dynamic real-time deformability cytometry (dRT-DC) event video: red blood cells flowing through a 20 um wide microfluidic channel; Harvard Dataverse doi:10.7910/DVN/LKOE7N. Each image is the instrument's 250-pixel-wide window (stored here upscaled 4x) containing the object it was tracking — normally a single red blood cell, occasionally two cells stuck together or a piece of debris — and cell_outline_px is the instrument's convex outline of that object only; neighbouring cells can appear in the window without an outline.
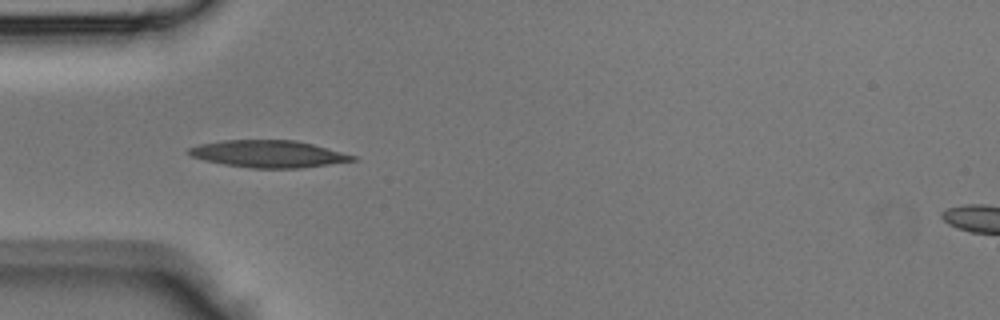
{"species": "Egyptian fruit bat (a non-hibernating species)", "species_latin": "Rousettus aegyptiacus", "temperature_condition": "room temperature", "stored_images_in_passage": 32, "camera_frame_rate_fps": 3000, "um_per_image_px": 0.085, "animal": {"sex": "male"}, "frame": {"image": 1, "passage_image": 1, "time_ms": 0.0, "image_size_px": [1000, 320], "cell_outline_px": [[356, 160], [300, 168], [252, 168], [224, 164], [204, 160], [192, 156], [188, 152], [188, 148], [200, 144], [224, 140], [296, 140], [312, 144], [356, 156]], "centroid_in_image_um": [22.8, 13.08], "position_along_channel_um": 62.2, "area_um2": 25.55}}
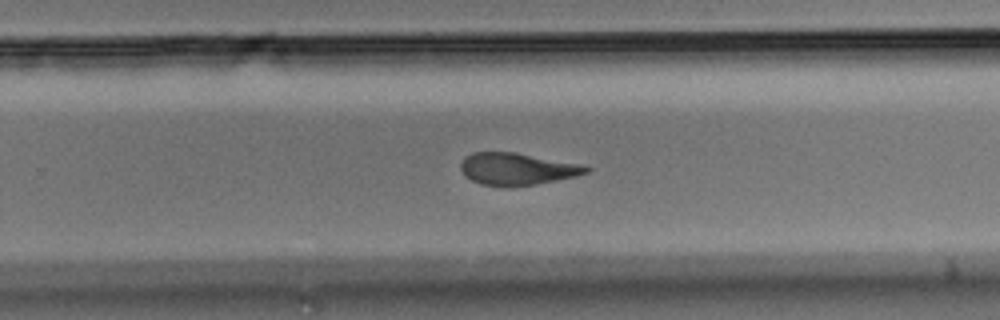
{"frame": {"image": 2, "passage_image": 16, "time_ms": 5.0, "image_size_px": [1000, 320], "cell_outline_px": [[592, 168], [588, 172], [576, 176], [536, 184], [504, 188], [480, 184], [472, 180], [460, 168], [460, 164], [464, 156], [472, 152], [516, 152], [576, 164]], "centroid_in_image_um": [43.89, 14.37], "position_along_channel_um": 285.9, "area_um2": 23.35}}
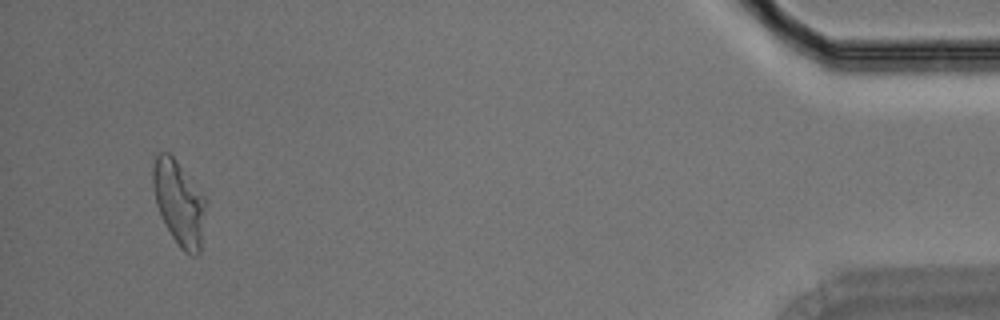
{"frame": {"image": 3, "passage_image": 30, "time_ms": 9.667, "image_size_px": [1000, 320], "cell_outline_px": [[204, 204], [200, 252], [196, 256], [192, 256], [184, 252], [180, 248], [172, 236], [156, 204], [152, 184], [152, 168], [156, 156], [160, 152], [168, 152], [176, 160], [204, 196]], "centroid_in_image_um": [15.18, 17.23], "position_along_channel_um": 420.0, "area_um2": 25.32}}